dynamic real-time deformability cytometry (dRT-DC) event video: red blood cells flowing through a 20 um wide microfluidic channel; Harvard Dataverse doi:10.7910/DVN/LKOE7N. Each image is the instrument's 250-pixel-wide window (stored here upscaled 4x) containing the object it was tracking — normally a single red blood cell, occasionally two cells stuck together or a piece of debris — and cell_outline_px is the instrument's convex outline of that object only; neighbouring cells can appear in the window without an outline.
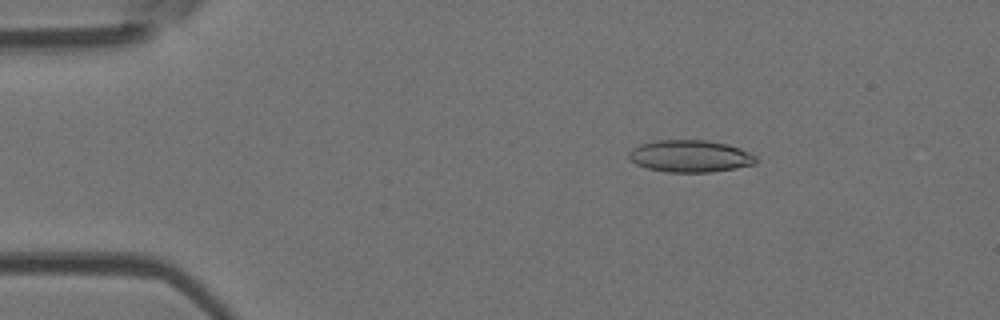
{"species": "Egyptian fruit bat (a non-hibernating species)", "species_latin": "Rousettus aegyptiacus", "temperature_condition": "room temperature", "stored_images_in_passage": 46, "camera_frame_rate_fps": 3000, "um_per_image_px": 0.085, "animal": {"sex": "female"}, "frame": {"image": 1, "passage_image": 3, "time_ms": 0.667, "image_size_px": [1000, 320], "cell_outline_px": [[756, 164], [736, 168], [712, 172], [668, 172], [648, 168], [636, 164], [628, 156], [628, 152], [632, 148], [640, 144], [656, 140], [708, 140], [728, 144], [740, 148], [756, 156]], "centroid_in_image_um": [58.67, 13.27], "position_along_channel_um": 26.3, "area_um2": 23.81}}
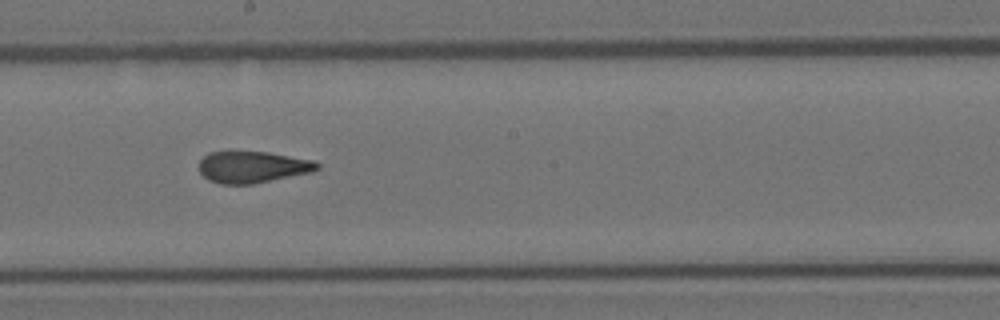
{"frame": {"image": 2, "passage_image": 23, "time_ms": 7.333, "image_size_px": [1000, 320], "cell_outline_px": [[320, 168], [312, 172], [252, 184], [220, 184], [208, 180], [200, 172], [200, 160], [208, 152], [268, 152], [312, 160], [320, 164]], "centroid_in_image_um": [21.47, 14.2], "position_along_channel_um": 226.7, "area_um2": 21.62}}
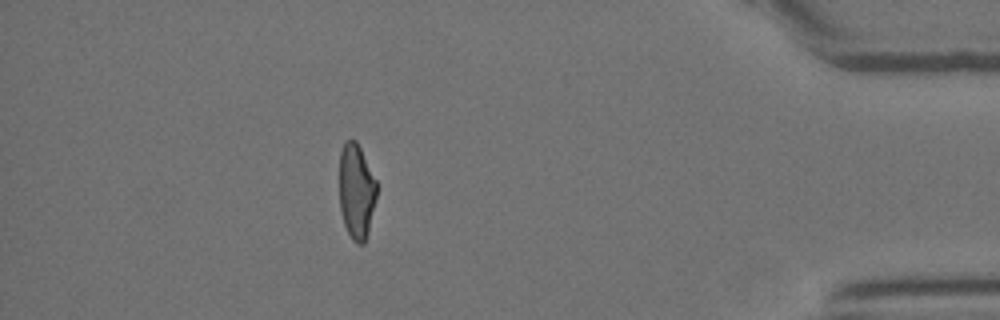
{"frame": {"image": 3, "passage_image": 40, "time_ms": 13.0, "image_size_px": [1000, 320], "cell_outline_px": [[376, 196], [368, 232], [364, 244], [356, 244], [352, 240], [344, 224], [340, 208], [340, 152], [344, 140], [356, 140], [376, 180]], "centroid_in_image_um": [30.28, 16.26], "position_along_channel_um": 404.9, "area_um2": 20.52}, "authors_computed_cell_mechanics": {"area_um2": 22.3975, "velocity_mm_per_s": 3.9854, "shape_relaxation_time_tau1_ms": null, "shape_relaxation_time_tau2_ms": 1.5525, "deformation_change_tau1": null, "deformation_change_tau2": 0.1008}}